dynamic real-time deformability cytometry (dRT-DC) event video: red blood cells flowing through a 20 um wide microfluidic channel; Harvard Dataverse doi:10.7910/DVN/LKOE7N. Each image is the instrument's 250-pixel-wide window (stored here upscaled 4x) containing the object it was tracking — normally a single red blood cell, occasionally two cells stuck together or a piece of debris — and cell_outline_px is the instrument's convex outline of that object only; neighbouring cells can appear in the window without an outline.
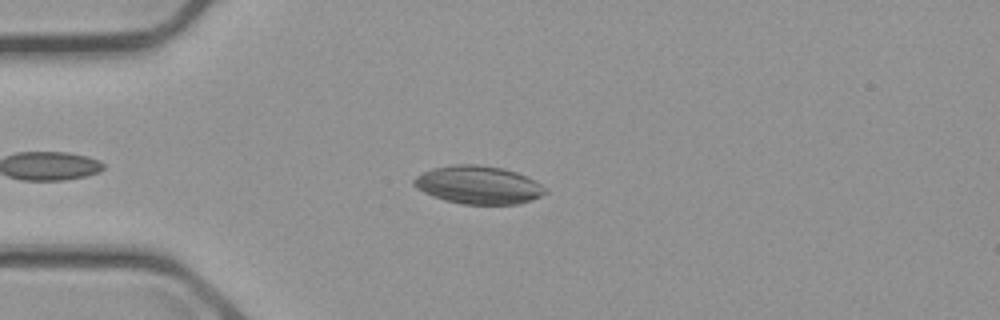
{"species": "common noctule bat (a hibernating species)", "species_latin": "Nyctalus noctula", "temperature_condition": "cold", "stored_images_in_passage": 45, "camera_frame_rate_fps": 3000, "um_per_image_px": 0.085, "animal": {"sex": "male", "body_mass_g": 23.1, "forearm_length_mm": 52.7}, "frame": {"image": 1, "passage_image": 9, "time_ms": 2.667, "image_size_px": [1000, 320], "cell_outline_px": [[548, 192], [532, 200], [520, 204], [460, 204], [444, 200], [424, 192], [416, 188], [412, 184], [412, 180], [416, 176], [432, 168], [456, 164], [476, 164], [504, 168], [516, 172], [540, 184]], "centroid_in_image_um": [40.63, 15.72], "position_along_channel_um": 44.4, "area_um2": 29.07}}
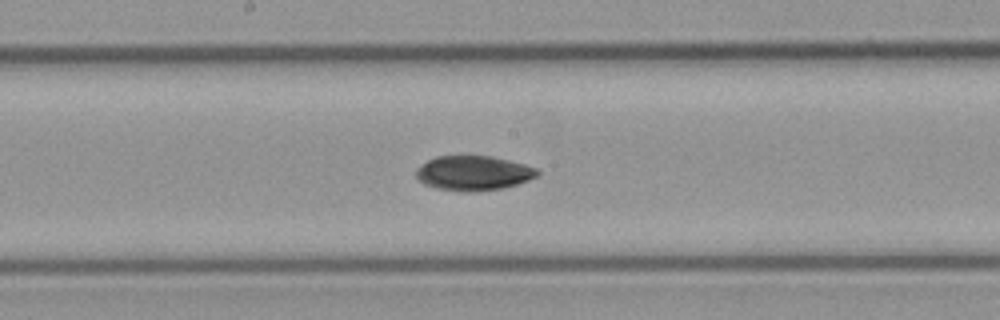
{"frame": {"image": 2, "passage_image": 24, "time_ms": 7.667, "image_size_px": [1000, 320], "cell_outline_px": [[540, 176], [504, 188], [476, 192], [460, 192], [436, 188], [424, 184], [416, 176], [416, 168], [428, 160], [436, 156], [492, 156], [524, 164], [536, 168], [540, 172]], "centroid_in_image_um": [40.25, 14.72], "position_along_channel_um": 207.9, "area_um2": 24.68}}
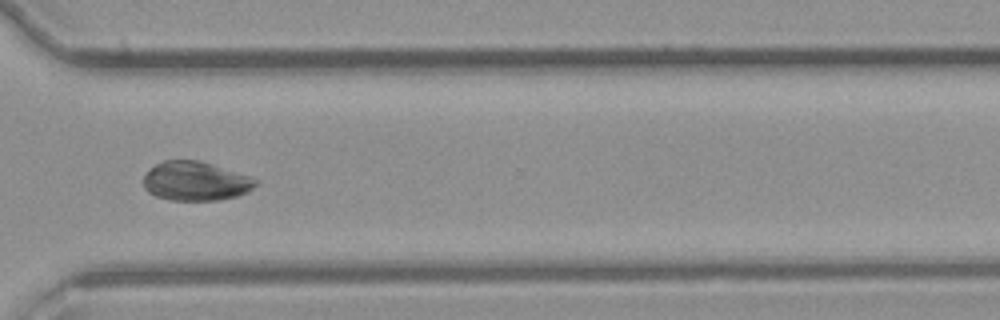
{"frame": {"image": 3, "passage_image": 36, "time_ms": 11.667, "image_size_px": [1000, 320], "cell_outline_px": [[260, 184], [248, 192], [236, 196], [220, 200], [168, 200], [156, 196], [148, 192], [144, 188], [144, 176], [156, 164], [164, 160], [200, 160], [260, 180]], "centroid_in_image_um": [16.65, 15.4], "position_along_channel_um": 353.9, "area_um2": 25.61}, "authors_computed_cell_mechanics": {"area_um2": 25.4898, "velocity_mm_per_s": 3.6567, "shape_relaxation_time_tau1_ms": null, "shape_relaxation_time_tau2_ms": 4.7062, "deformation_change_tau1": null, "deformation_change_tau2": 0.0365}}